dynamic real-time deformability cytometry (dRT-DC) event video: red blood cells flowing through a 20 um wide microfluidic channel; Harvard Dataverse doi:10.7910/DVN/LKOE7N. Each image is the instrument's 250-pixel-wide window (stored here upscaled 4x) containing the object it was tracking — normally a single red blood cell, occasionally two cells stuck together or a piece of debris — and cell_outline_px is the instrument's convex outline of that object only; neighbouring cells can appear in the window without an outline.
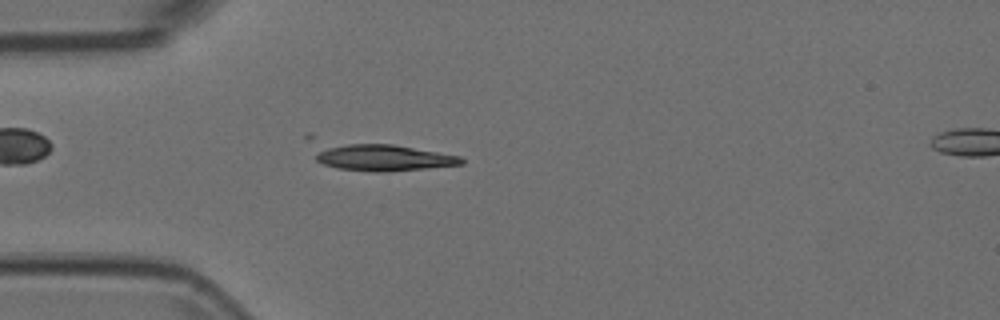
{"species": "Egyptian fruit bat (a non-hibernating species)", "species_latin": "Rousettus aegyptiacus", "temperature_condition": "room temperature", "stored_images_in_passage": 52, "camera_frame_rate_fps": 3000, "um_per_image_px": 0.085, "animal": {"sex": "female"}, "frame": {"image": 1, "passage_image": 14, "time_ms": 4.333, "image_size_px": [1000, 320], "cell_outline_px": [[464, 164], [384, 172], [372, 172], [336, 168], [324, 164], [316, 160], [316, 148], [348, 144], [392, 144], [460, 156], [464, 160]], "centroid_in_image_um": [32.56, 13.41], "position_along_channel_um": 52.4, "area_um2": 22.2}}
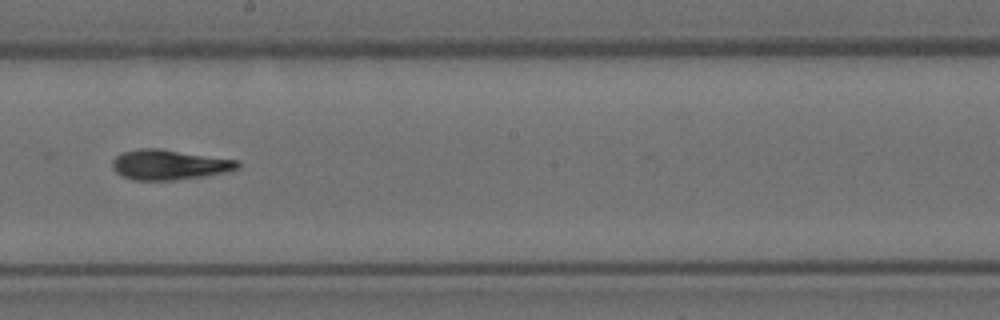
{"frame": {"image": 2, "passage_image": 29, "time_ms": 9.333, "image_size_px": [1000, 320], "cell_outline_px": [[240, 168], [232, 172], [204, 176], [172, 180], [132, 180], [116, 172], [112, 168], [112, 160], [116, 156], [124, 152], [140, 148], [160, 148], [240, 160]], "centroid_in_image_um": [14.45, 14.0], "position_along_channel_um": 233.8, "area_um2": 22.25}}
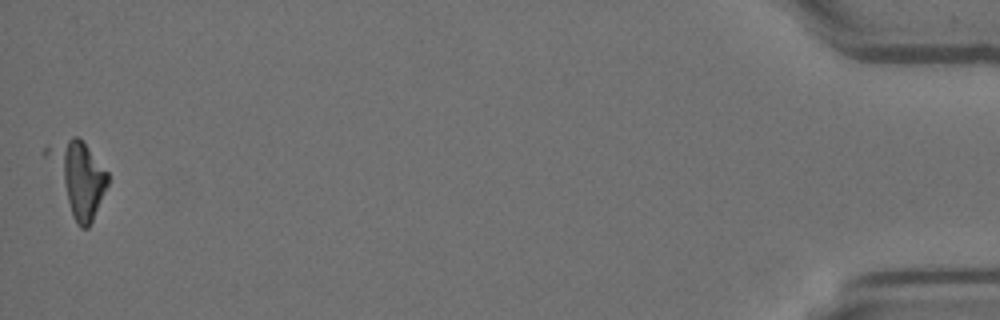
{"frame": {"image": 3, "passage_image": 52, "time_ms": 17.0, "image_size_px": [1000, 320], "cell_outline_px": [[108, 184], [92, 220], [88, 228], [80, 228], [76, 224], [40, 152], [48, 144], [72, 136], [80, 136], [108, 172]], "centroid_in_image_um": [6.55, 15.04], "position_along_channel_um": 428.7, "area_um2": 26.59}}